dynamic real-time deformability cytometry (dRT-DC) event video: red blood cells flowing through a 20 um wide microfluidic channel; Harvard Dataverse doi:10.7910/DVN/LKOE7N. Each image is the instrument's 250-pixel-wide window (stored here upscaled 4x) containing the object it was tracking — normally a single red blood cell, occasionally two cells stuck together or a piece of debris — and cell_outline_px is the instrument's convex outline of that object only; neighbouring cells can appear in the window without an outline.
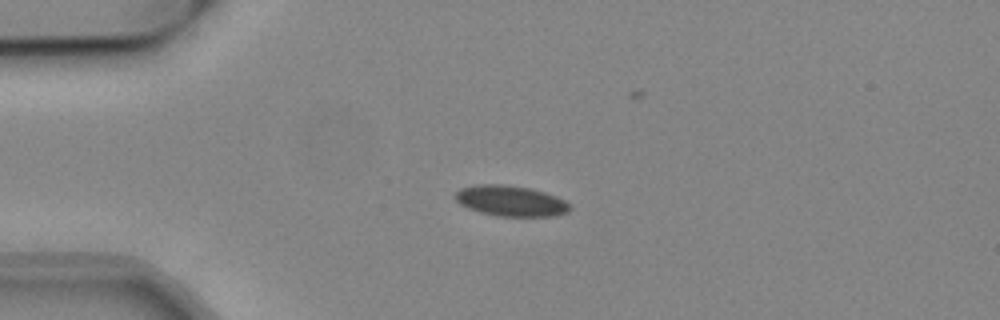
{"species": "common noctule bat (a hibernating species)", "species_latin": "Nyctalus noctula", "temperature_condition": "cold", "stored_images_in_passage": 5, "camera_frame_rate_fps": 3000, "um_per_image_px": 0.085, "animal": {"sex": "male", "body_mass_g": 19.2, "forearm_length_mm": 51.8}, "frame": {"image": 1, "passage_image": 1, "time_ms": 0.0, "image_size_px": [1000, 320], "cell_outline_px": [[572, 208], [568, 212], [552, 216], [496, 216], [480, 212], [468, 208], [460, 204], [456, 200], [456, 192], [460, 188], [480, 184], [500, 184], [528, 188], [544, 192], [556, 196], [564, 200]], "centroid_in_image_um": [43.41, 17.08], "position_along_channel_um": 41.6, "area_um2": 20.29}}